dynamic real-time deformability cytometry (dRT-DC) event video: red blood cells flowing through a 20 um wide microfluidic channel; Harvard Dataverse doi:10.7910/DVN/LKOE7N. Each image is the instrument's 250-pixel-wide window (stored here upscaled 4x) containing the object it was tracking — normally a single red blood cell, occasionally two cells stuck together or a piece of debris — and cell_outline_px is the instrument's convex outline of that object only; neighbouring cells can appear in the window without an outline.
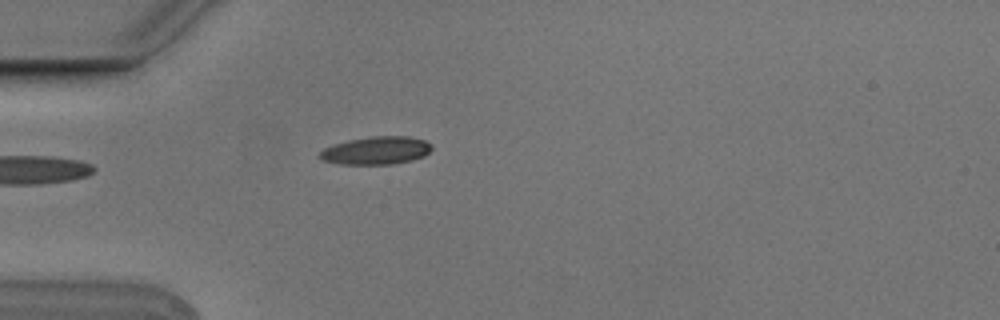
{"species": "Egyptian fruit bat (a non-hibernating species)", "species_latin": "Rousettus aegyptiacus", "temperature_condition": "cold", "stored_images_in_passage": 3, "camera_frame_rate_fps": 3000, "um_per_image_px": 0.085, "animal": {"sex": "male"}, "frame": {"image": 1, "passage_image": 3, "time_ms": 0.667, "image_size_px": [1000, 320], "cell_outline_px": [[432, 148], [424, 156], [412, 160], [392, 164], [340, 164], [324, 160], [316, 156], [324, 148], [332, 144], [348, 140], [372, 136], [408, 136], [424, 140], [432, 144]], "centroid_in_image_um": [31.96, 12.79], "position_along_channel_um": 53.0, "area_um2": 18.26}}